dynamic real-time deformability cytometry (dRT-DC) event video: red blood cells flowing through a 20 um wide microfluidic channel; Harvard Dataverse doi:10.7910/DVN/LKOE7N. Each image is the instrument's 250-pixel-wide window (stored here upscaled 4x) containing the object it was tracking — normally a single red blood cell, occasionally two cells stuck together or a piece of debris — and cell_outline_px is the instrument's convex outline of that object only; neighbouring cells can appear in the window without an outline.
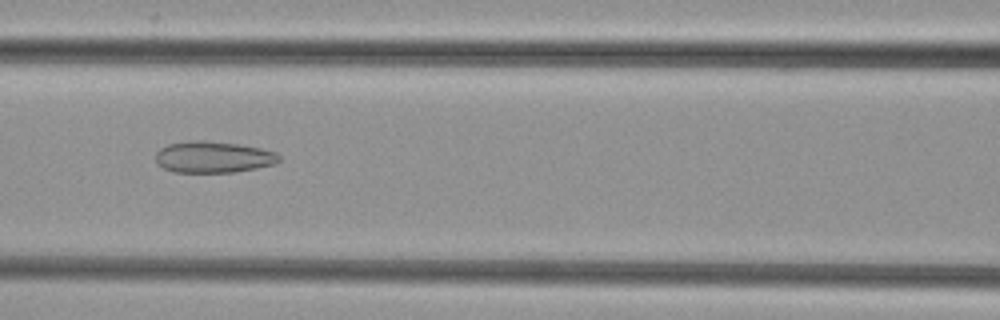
{"species": "common noctule bat (a hibernating species)", "species_latin": "Nyctalus noctula", "temperature_condition": "cold", "stored_images_in_passage": 43, "camera_frame_rate_fps": 3000, "um_per_image_px": 0.085, "animal": {"sex": "female", "body_mass_g": 29.2, "forearm_length_mm": 56.3}, "frame": {"image": 1, "passage_image": 15, "time_ms": 4.667, "image_size_px": [1000, 320], "cell_outline_px": [[280, 160], [276, 164], [256, 168], [232, 172], [172, 172], [156, 164], [156, 152], [160, 148], [168, 144], [188, 140], [204, 140], [240, 144], [260, 148], [276, 152], [280, 156]], "centroid_in_image_um": [18.11, 13.34], "position_along_channel_um": 148.5, "area_um2": 22.83}}
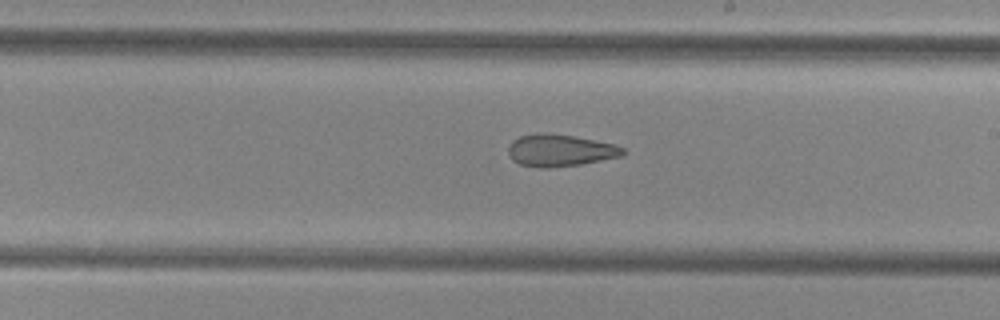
{"frame": {"image": 2, "passage_image": 22, "time_ms": 7.0, "image_size_px": [1000, 320], "cell_outline_px": [[628, 152], [624, 156], [580, 164], [548, 168], [540, 168], [520, 164], [512, 160], [508, 152], [508, 148], [512, 140], [520, 136], [536, 132], [544, 132], [572, 136], [616, 144], [624, 148]], "centroid_in_image_um": [47.62, 12.78], "position_along_channel_um": 241.4, "area_um2": 21.62}}
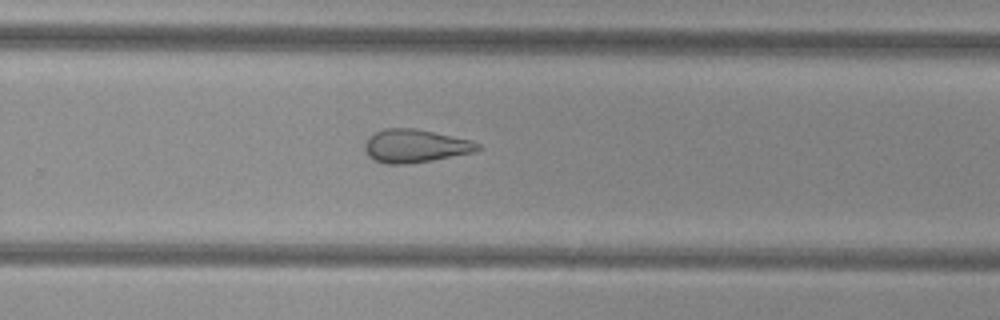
{"frame": {"image": 3, "passage_image": 26, "time_ms": 8.333, "image_size_px": [1000, 320], "cell_outline_px": [[480, 148], [476, 152], [432, 160], [404, 164], [384, 164], [372, 160], [368, 156], [364, 148], [364, 144], [368, 136], [384, 128], [416, 128], [472, 140], [480, 144]], "centroid_in_image_um": [35.27, 12.4], "position_along_channel_um": 294.5, "area_um2": 22.08}}